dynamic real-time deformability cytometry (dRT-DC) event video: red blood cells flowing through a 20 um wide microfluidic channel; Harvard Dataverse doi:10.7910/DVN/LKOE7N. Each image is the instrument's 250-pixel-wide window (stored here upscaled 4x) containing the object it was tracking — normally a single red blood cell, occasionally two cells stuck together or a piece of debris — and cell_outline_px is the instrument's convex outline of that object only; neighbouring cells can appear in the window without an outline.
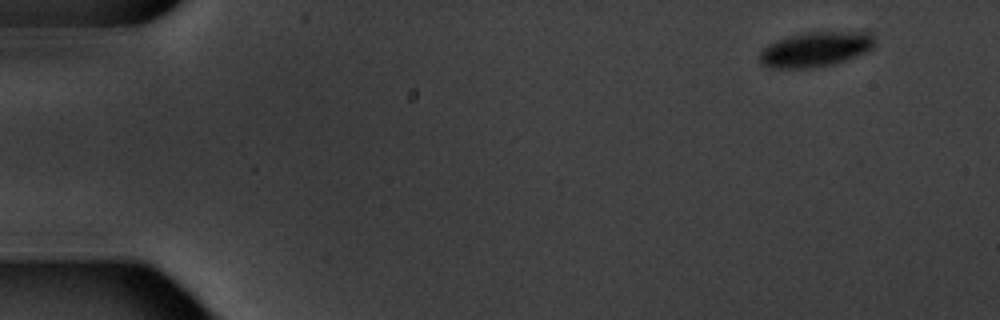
{"species": "common noctule bat (a hibernating species)", "species_latin": "Nyctalus noctula", "temperature_condition": "warm", "stored_images_in_passage": 6, "camera_frame_rate_fps": 3000, "um_per_image_px": 0.085, "animal": {"sex": "male", "body_mass_g": 20.1, "forearm_length_mm": 53.5}, "frame": {"image": 1, "passage_image": 1, "time_ms": 0.0, "image_size_px": [1000, 320], "cell_outline_px": [[872, 48], [864, 52], [844, 60], [828, 64], [808, 68], [768, 68], [760, 60], [760, 52], [768, 44], [776, 40], [804, 32], [868, 32], [872, 36]], "centroid_in_image_um": [69.25, 4.18], "position_along_channel_um": 15.8, "area_um2": 22.77}}
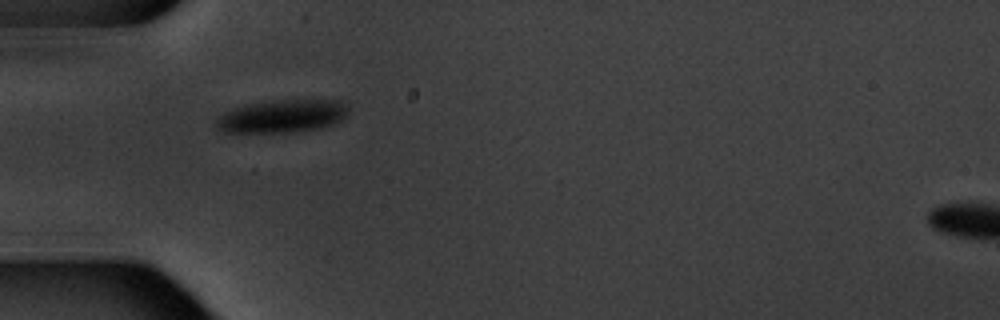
{"frame": {"image": 2, "passage_image": 5, "time_ms": 4.667, "image_size_px": [1000, 320], "cell_outline_px": [[348, 112], [336, 124], [320, 128], [288, 132], [224, 132], [216, 128], [212, 124], [212, 120], [224, 112], [232, 108], [248, 104], [272, 100], [344, 100], [348, 108]], "centroid_in_image_um": [23.93, 9.87], "position_along_channel_um": 61.1, "area_um2": 25.66}}